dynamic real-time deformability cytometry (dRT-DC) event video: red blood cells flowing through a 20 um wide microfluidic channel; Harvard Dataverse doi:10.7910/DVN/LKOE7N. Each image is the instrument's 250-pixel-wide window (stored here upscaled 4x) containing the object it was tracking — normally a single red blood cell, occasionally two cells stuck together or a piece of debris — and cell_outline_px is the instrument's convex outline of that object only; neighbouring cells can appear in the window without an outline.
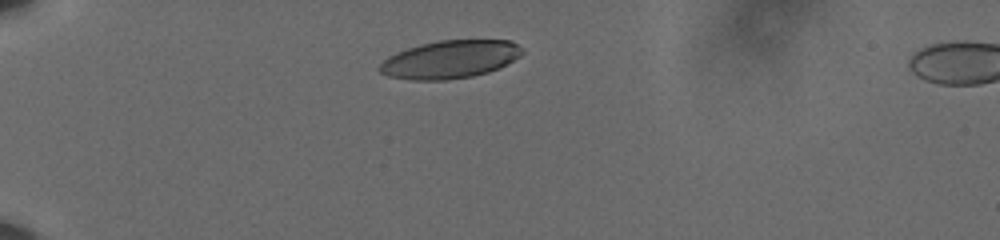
{"species": "human", "species_latin": "Homo sapiens", "temperature_condition": "cold", "stored_images_in_passage": 37, "camera_frame_rate_fps": 3000, "um_per_image_px": 0.085, "donor": {"sex": "male"}, "frame": {"image": 1, "passage_image": 1, "time_ms": 0.0, "image_size_px": [1000, 240], "cell_outline_px": [[524, 52], [520, 56], [500, 68], [488, 72], [472, 76], [448, 80], [408, 80], [388, 76], [380, 72], [376, 68], [388, 56], [396, 52], [420, 44], [440, 40], [512, 40], [524, 48]], "centroid_in_image_um": [38.26, 5.05], "position_along_channel_um": 46.7, "area_um2": 31.85}}
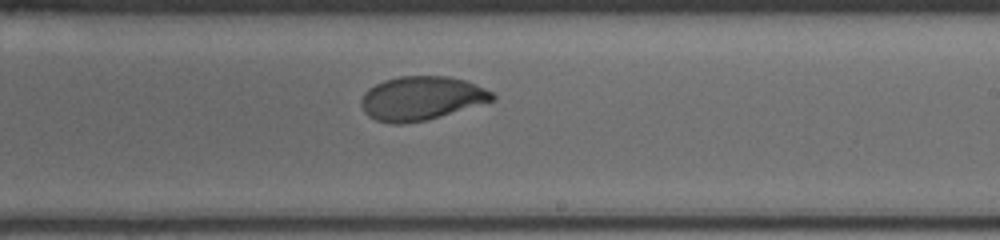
{"frame": {"image": 2, "passage_image": 22, "time_ms": 7.0, "image_size_px": [1000, 240], "cell_outline_px": [[496, 96], [492, 100], [428, 120], [404, 124], [392, 124], [376, 120], [368, 116], [364, 112], [360, 104], [360, 100], [364, 92], [368, 88], [384, 80], [400, 76], [448, 76], [464, 80], [484, 88], [492, 92]], "centroid_in_image_um": [35.75, 8.36], "position_along_channel_um": 253.3, "area_um2": 33.41}}
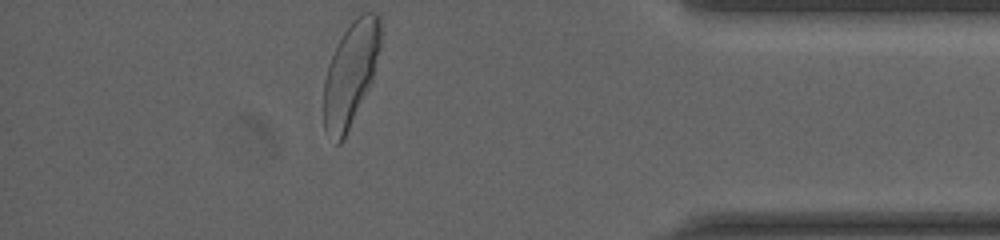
{"frame": {"image": 3, "passage_image": 37, "time_ms": 12.0, "image_size_px": [1000, 240], "cell_outline_px": [[380, 48], [372, 80], [344, 140], [340, 144], [336, 144], [324, 128], [324, 80], [328, 64], [344, 32], [352, 20], [356, 16], [364, 12], [376, 12], [380, 16]], "centroid_in_image_um": [29.8, 6.27], "position_along_channel_um": 405.4, "area_um2": 34.1}, "authors_computed_cell_mechanics": {"area_um2": 33.6396, "velocity_mm_per_s": 3.5863, "shape_relaxation_time_tau1_ms": 3.7455, "shape_relaxation_time_tau2_ms": 1.1634, "deformation_change_tau1": 0.1569, "deformation_change_tau2": 0.0474}}